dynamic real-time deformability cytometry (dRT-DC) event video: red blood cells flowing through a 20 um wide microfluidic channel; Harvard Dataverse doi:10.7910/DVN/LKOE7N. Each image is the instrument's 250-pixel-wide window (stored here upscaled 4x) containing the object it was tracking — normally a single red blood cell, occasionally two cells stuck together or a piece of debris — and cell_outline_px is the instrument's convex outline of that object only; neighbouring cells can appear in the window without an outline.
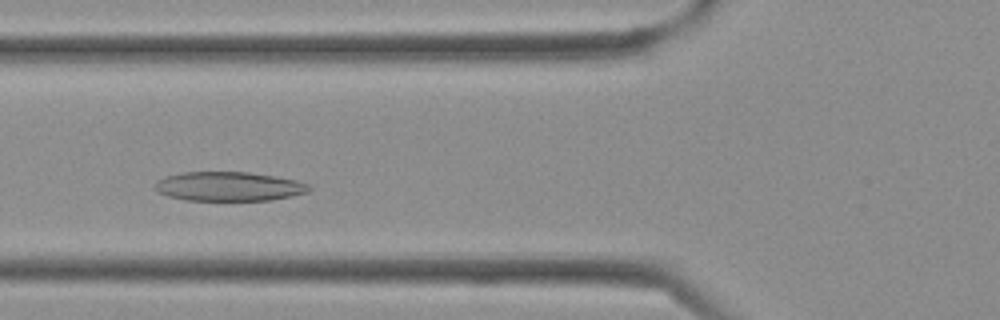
{"species": "Egyptian fruit bat (a non-hibernating species)", "species_latin": "Rousettus aegyptiacus", "temperature_condition": "cold", "stored_images_in_passage": 34, "camera_frame_rate_fps": 3000, "um_per_image_px": 0.085, "frame": {"image": 1, "passage_image": 10, "time_ms": 3.0, "image_size_px": [1000, 320], "cell_outline_px": [[312, 188], [308, 192], [292, 196], [272, 200], [188, 200], [168, 196], [160, 192], [156, 188], [156, 180], [164, 176], [184, 172], [248, 172], [276, 176], [296, 180], [308, 184]], "centroid_in_image_um": [19.48, 15.84], "position_along_channel_um": 106.3, "area_um2": 26.18}}
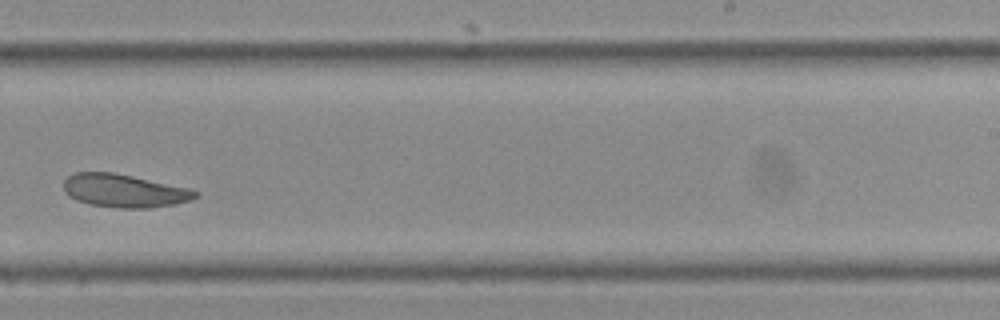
{"frame": {"image": 2, "passage_image": 20, "time_ms": 6.333, "image_size_px": [1000, 320], "cell_outline_px": [[200, 192], [196, 196], [188, 200], [176, 204], [148, 208], [116, 208], [88, 204], [76, 200], [68, 196], [64, 192], [64, 180], [68, 176], [76, 172], [112, 172], [132, 176], [188, 188]], "centroid_in_image_um": [10.51, 16.22], "position_along_channel_um": 278.5, "area_um2": 25.37}}
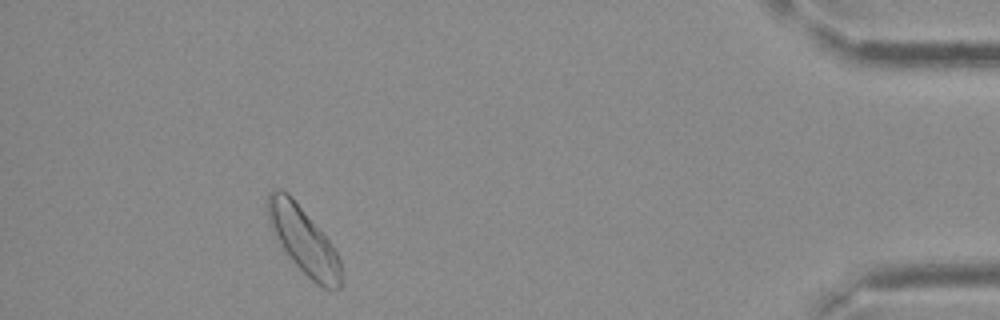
{"frame": {"image": 3, "passage_image": 31, "time_ms": 10.0, "image_size_px": [1000, 320], "cell_outline_px": [[344, 284], [340, 288], [324, 288], [316, 284], [292, 260], [268, 224], [264, 204], [268, 192], [272, 188], [280, 188], [288, 192], [292, 196], [332, 244], [340, 260], [344, 280]], "centroid_in_image_um": [25.77, 20.37], "position_along_channel_um": 409.4, "area_um2": 28.78}}